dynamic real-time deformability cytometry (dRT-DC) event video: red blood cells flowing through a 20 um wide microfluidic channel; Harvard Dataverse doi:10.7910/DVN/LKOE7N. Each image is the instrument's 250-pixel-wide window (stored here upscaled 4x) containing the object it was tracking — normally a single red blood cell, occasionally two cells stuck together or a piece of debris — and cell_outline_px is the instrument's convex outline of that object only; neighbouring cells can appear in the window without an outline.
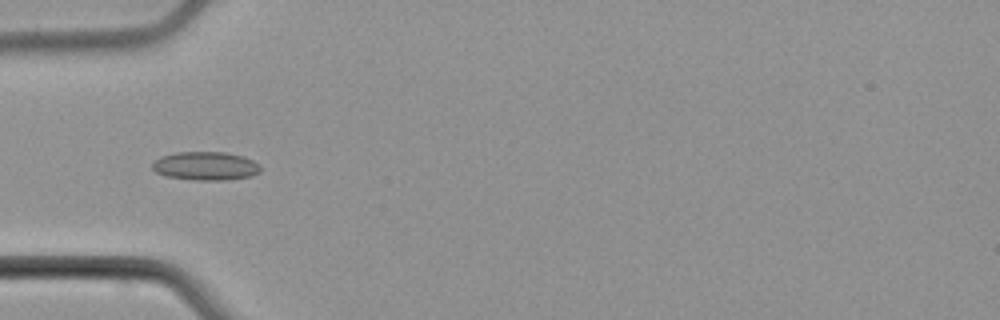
{"species": "common noctule bat (a hibernating species)", "species_latin": "Nyctalus noctula", "temperature_condition": "cold", "stored_images_in_passage": 4, "camera_frame_rate_fps": 3000, "um_per_image_px": 0.085, "animal": {"sex": "male", "body_mass_g": 21.5, "forearm_length_mm": 52.0}, "frame": {"image": 1, "passage_image": 3, "time_ms": 3.333, "image_size_px": [1000, 320], "cell_outline_px": [[260, 172], [252, 176], [228, 180], [196, 180], [164, 176], [156, 172], [152, 168], [152, 164], [160, 156], [176, 152], [224, 152], [240, 156], [252, 160], [260, 164]], "centroid_in_image_um": [17.47, 14.11], "position_along_channel_um": 67.5, "area_um2": 18.03}}
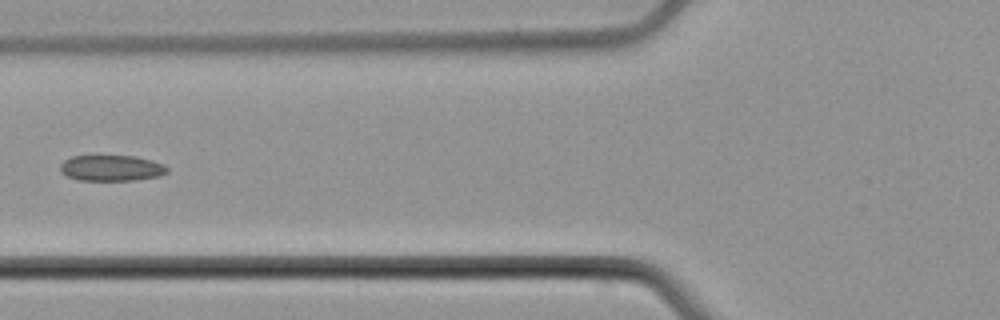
{"frame": {"image": 2, "passage_image": 4, "time_ms": 4.667, "image_size_px": [1000, 320], "cell_outline_px": [[168, 172], [160, 176], [136, 180], [76, 180], [60, 172], [60, 164], [64, 160], [72, 156], [136, 156], [152, 160], [164, 164], [168, 168]], "centroid_in_image_um": [9.48, 14.28], "position_along_channel_um": 116.3, "area_um2": 16.24}}